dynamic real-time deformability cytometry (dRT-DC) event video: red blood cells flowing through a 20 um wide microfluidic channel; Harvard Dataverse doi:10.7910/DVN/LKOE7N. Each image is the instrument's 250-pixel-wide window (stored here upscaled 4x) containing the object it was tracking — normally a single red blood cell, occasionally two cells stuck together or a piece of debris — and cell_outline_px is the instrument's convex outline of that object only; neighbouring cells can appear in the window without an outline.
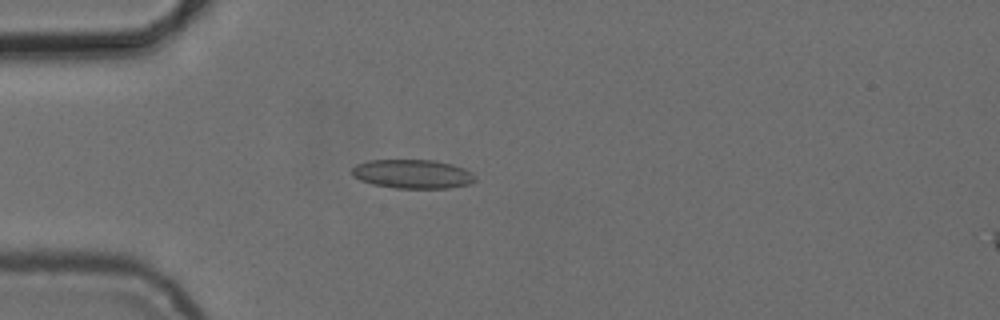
{"species": "common noctule bat (a hibernating species)", "species_latin": "Nyctalus noctula", "temperature_condition": "cold", "stored_images_in_passage": 5, "camera_frame_rate_fps": 3000, "um_per_image_px": 0.085, "animal": {"sex": "female", "body_mass_g": 24.6, "forearm_length_mm": 56.2}, "frame": {"image": 1, "passage_image": 4, "time_ms": 3.667, "image_size_px": [1000, 320], "cell_outline_px": [[476, 180], [468, 184], [448, 188], [396, 188], [372, 184], [360, 180], [352, 176], [352, 168], [356, 164], [368, 160], [436, 160], [452, 164], [464, 168], [472, 172], [476, 176]], "centroid_in_image_um": [35.07, 14.78], "position_along_channel_um": 49.9, "area_um2": 20.92}}